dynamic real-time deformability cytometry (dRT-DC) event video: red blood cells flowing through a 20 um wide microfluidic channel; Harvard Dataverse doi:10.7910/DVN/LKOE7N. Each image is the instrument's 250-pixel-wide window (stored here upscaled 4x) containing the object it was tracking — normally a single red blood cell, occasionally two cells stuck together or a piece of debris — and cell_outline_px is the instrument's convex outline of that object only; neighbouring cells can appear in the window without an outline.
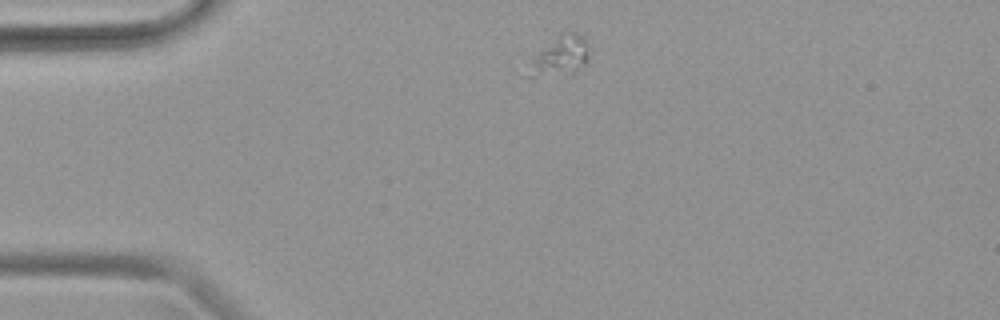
{"species": "common noctule bat (a hibernating species)", "species_latin": "Nyctalus noctula", "temperature_condition": "warm", "stored_images_in_passage": 29, "camera_frame_rate_fps": 3000, "um_per_image_px": 0.085, "animal": {"sex": "female", "body_mass_g": 19.9}, "frame": {"image": 1, "passage_image": 1, "time_ms": 0.0, "image_size_px": [1000, 320], "cell_outline_px": [[588, 60], [584, 64], [572, 72], [532, 76], [528, 76], [532, 60], [560, 32], [576, 32], [584, 36], [588, 40]], "centroid_in_image_um": [47.7, 4.69], "position_along_channel_um": 37.3, "area_um2": 13.24}}
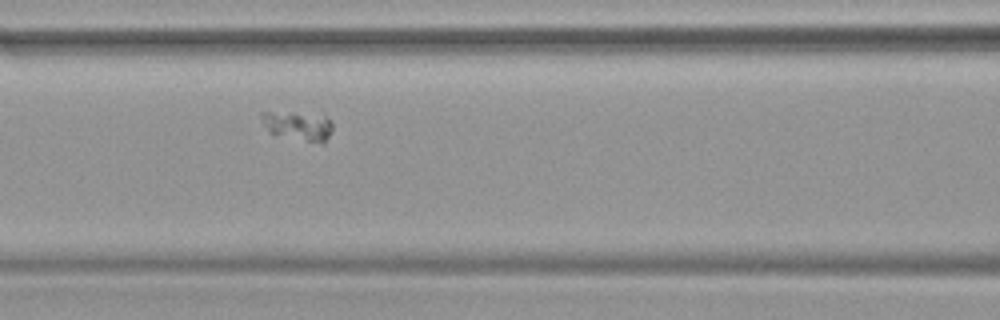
{"frame": {"image": 2, "passage_image": 11, "time_ms": 3.333, "image_size_px": [1000, 320], "cell_outline_px": [[332, 132], [324, 144], [320, 144], [268, 132], [260, 116], [260, 112], [292, 112], [328, 120], [332, 124]], "centroid_in_image_um": [25.3, 10.73], "position_along_channel_um": 141.3, "area_um2": 11.56}}
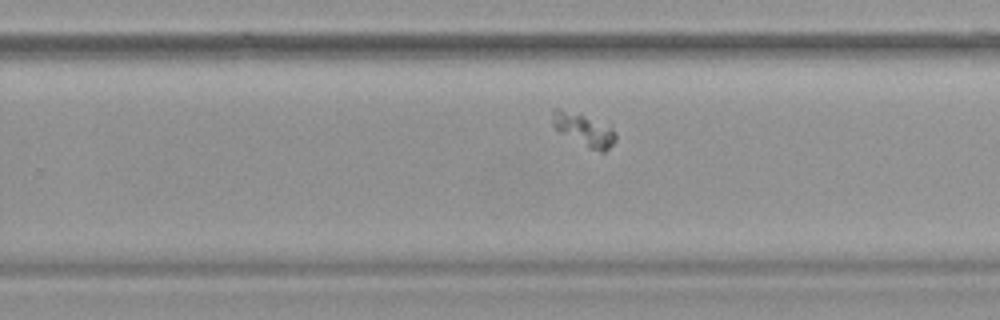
{"frame": {"image": 3, "passage_image": 21, "time_ms": 6.667, "image_size_px": [1000, 320], "cell_outline_px": [[616, 140], [604, 152], [600, 152], [588, 148], [560, 132], [552, 124], [552, 108], [560, 108], [584, 116], [612, 128], [616, 136]], "centroid_in_image_um": [49.6, 11.04], "position_along_channel_um": 280.2, "area_um2": 11.62}}